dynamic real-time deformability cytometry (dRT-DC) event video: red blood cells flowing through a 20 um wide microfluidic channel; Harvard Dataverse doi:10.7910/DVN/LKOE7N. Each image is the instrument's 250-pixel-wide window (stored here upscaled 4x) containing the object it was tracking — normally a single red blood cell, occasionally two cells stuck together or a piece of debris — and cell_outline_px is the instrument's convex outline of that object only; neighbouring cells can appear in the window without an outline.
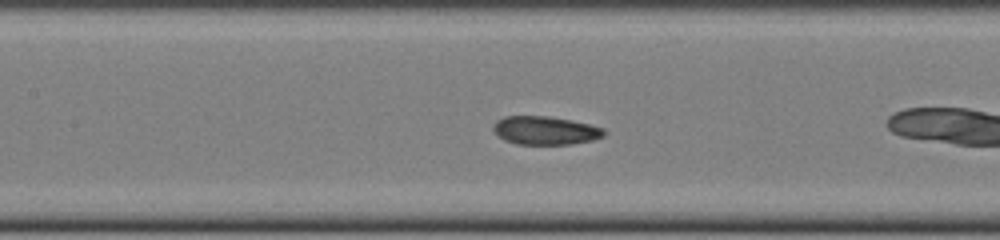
{"species": "common noctule bat (a hibernating species)", "species_latin": "Nyctalus noctula", "temperature_condition": "cold", "stored_images_in_passage": 39, "camera_frame_rate_fps": 3000, "um_per_image_px": 0.085, "animal": {"sex": "female", "body_mass_g": 22.0, "forearm_length_mm": 56.7}, "frame": {"image": 1, "passage_image": 10, "time_ms": 3.0, "image_size_px": [1000, 240], "cell_outline_px": [[604, 136], [592, 140], [572, 144], [516, 144], [504, 140], [496, 136], [492, 128], [492, 124], [496, 120], [504, 116], [548, 116], [572, 120], [604, 128]], "centroid_in_image_um": [46.29, 11.09], "position_along_channel_um": 161.1, "area_um2": 18.5}}
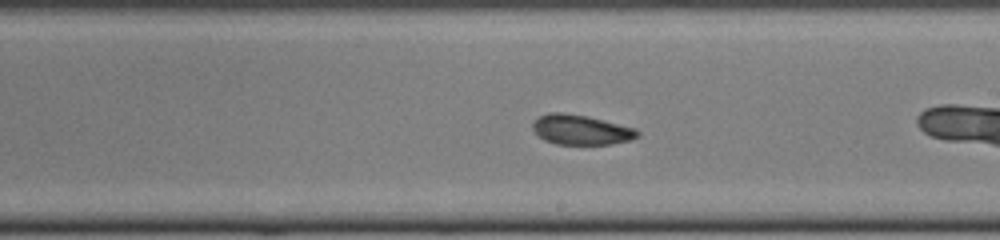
{"frame": {"image": 2, "passage_image": 16, "time_ms": 5.0, "image_size_px": [1000, 240], "cell_outline_px": [[640, 136], [632, 140], [612, 144], [556, 144], [544, 140], [532, 128], [532, 124], [540, 116], [548, 112], [560, 112], [588, 116], [636, 128], [640, 132]], "centroid_in_image_um": [49.43, 11.03], "position_along_channel_um": 239.6, "area_um2": 18.32}}
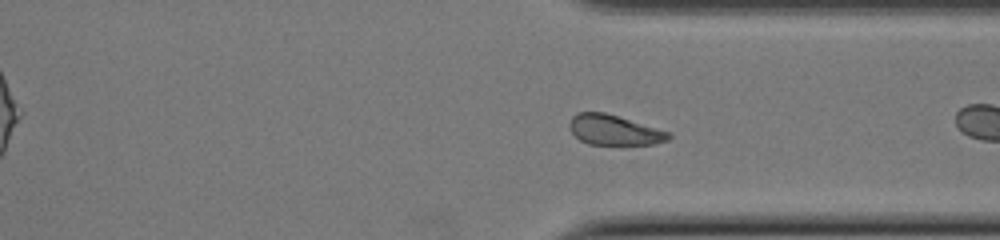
{"frame": {"image": 3, "passage_image": 25, "time_ms": 8.0, "image_size_px": [1000, 240], "cell_outline_px": [[672, 136], [668, 140], [652, 144], [620, 148], [588, 144], [580, 140], [568, 128], [568, 124], [572, 116], [576, 112], [604, 112], [672, 132]], "centroid_in_image_um": [52.22, 11.11], "position_along_channel_um": 359.2, "area_um2": 18.38}, "authors_computed_cell_mechanics": {"area_um2": 18.8428, "velocity_mm_per_s": 3.945, "shape_relaxation_time_tau1_ms": 6.3873, "shape_relaxation_time_tau2_ms": 4.2718, "deformation_change_tau1": 0.0893, "deformation_change_tau2": 0.0672}}